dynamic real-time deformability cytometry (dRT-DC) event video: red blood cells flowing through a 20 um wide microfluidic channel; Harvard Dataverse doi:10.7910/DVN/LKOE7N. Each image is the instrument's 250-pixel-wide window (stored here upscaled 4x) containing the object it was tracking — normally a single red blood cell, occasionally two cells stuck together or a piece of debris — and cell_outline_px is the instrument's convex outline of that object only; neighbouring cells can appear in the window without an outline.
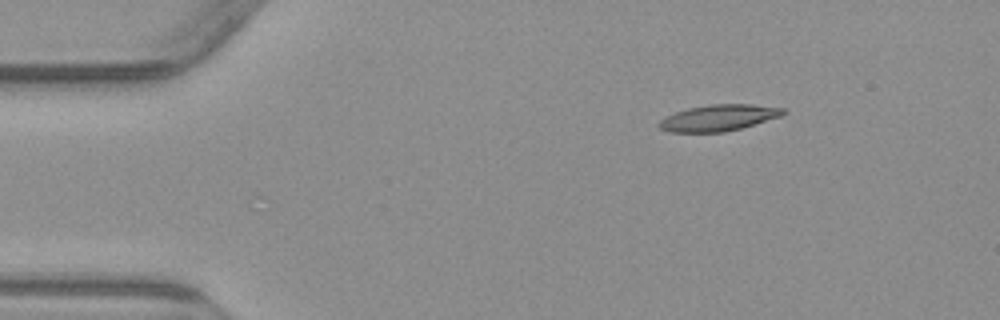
{"species": "common noctule bat (a hibernating species)", "species_latin": "Nyctalus noctula", "temperature_condition": "warm", "stored_images_in_passage": 3, "camera_frame_rate_fps": 3000, "um_per_image_px": 0.085, "animal": {"sex": "male", "body_mass_g": 23.1, "forearm_length_mm": 52.7}, "frame": {"image": 1, "passage_image": 1, "time_ms": 0.0, "image_size_px": [1000, 320], "cell_outline_px": [[788, 112], [784, 116], [740, 128], [724, 132], [668, 132], [660, 128], [656, 124], [664, 116], [688, 108], [708, 104], [752, 104], [784, 108]], "centroid_in_image_um": [61.1, 10.01], "position_along_channel_um": 23.9, "area_um2": 19.25}}
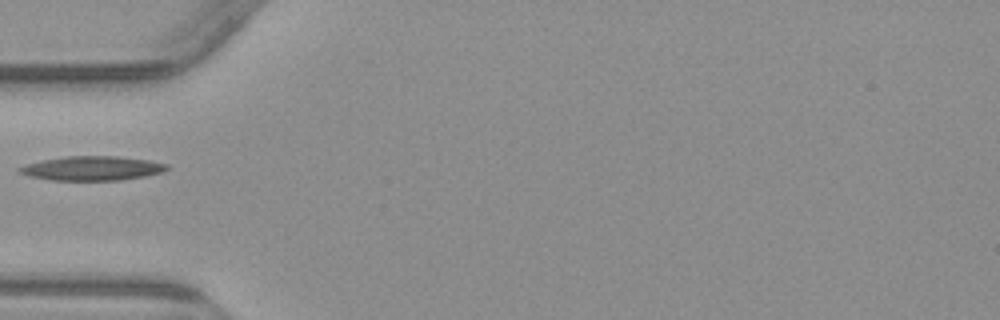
{"frame": {"image": 2, "passage_image": 3, "time_ms": 3.333, "image_size_px": [1000, 320], "cell_outline_px": [[172, 168], [160, 172], [144, 176], [120, 180], [52, 180], [28, 176], [20, 172], [16, 168], [28, 164], [44, 160], [68, 156], [116, 156], [148, 160], [168, 164]], "centroid_in_image_um": [7.86, 14.3], "position_along_channel_um": 77.1, "area_um2": 20.63}}